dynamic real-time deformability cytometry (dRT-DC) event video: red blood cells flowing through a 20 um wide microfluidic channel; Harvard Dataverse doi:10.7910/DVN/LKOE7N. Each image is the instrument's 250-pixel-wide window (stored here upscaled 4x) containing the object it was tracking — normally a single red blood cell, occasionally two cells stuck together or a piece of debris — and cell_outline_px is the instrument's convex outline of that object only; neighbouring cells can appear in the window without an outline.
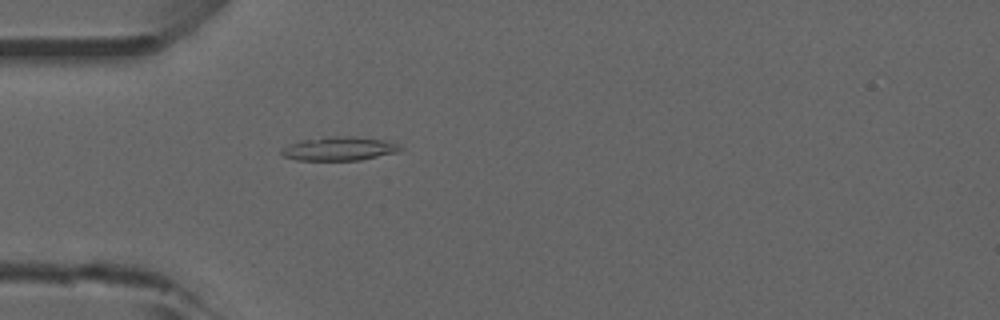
{"species": "common noctule bat (a hibernating species)", "species_latin": "Nyctalus noctula", "temperature_condition": "room temperature", "stored_images_in_passage": 40, "camera_frame_rate_fps": 3000, "um_per_image_px": 0.085, "animal": {"sex": "male", "forearm_length_mm": 52.5}, "frame": {"image": 1, "passage_image": 3, "time_ms": 0.667, "image_size_px": [1000, 320], "cell_outline_px": [[404, 148], [396, 152], [360, 160], [296, 160], [284, 156], [280, 152], [288, 144], [300, 140], [336, 136], [356, 136], [388, 140], [400, 144]], "centroid_in_image_um": [28.88, 12.62], "position_along_channel_um": 56.1, "area_um2": 16.53}}
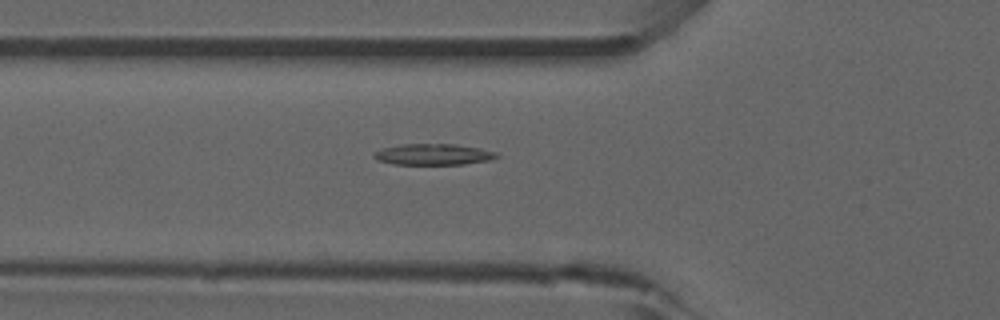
{"frame": {"image": 2, "passage_image": 6, "time_ms": 1.667, "image_size_px": [1000, 320], "cell_outline_px": [[500, 156], [492, 160], [464, 164], [392, 164], [376, 160], [372, 156], [372, 152], [380, 148], [400, 144], [456, 144], [480, 148], [496, 152]], "centroid_in_image_um": [36.79, 13.12], "position_along_channel_um": 89.0, "area_um2": 15.37}}
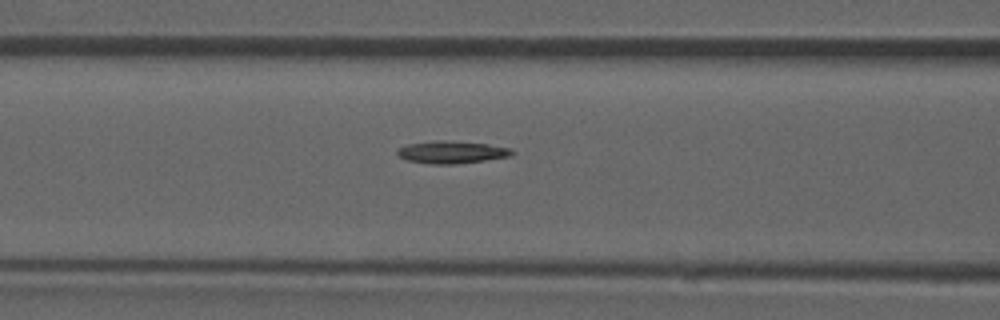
{"frame": {"image": 3, "passage_image": 9, "time_ms": 2.667, "image_size_px": [1000, 320], "cell_outline_px": [[516, 152], [508, 156], [484, 160], [456, 164], [428, 164], [404, 160], [396, 152], [400, 148], [408, 144], [436, 140], [444, 140], [488, 144], [512, 148]], "centroid_in_image_um": [38.39, 12.93], "position_along_channel_um": 128.2, "area_um2": 14.97}, "authors_computed_cell_mechanics": {"area_um2": 13.9587, "velocity_mm_per_s": 3.8755, "shape_relaxation_time_tau1_ms": null, "shape_relaxation_time_tau2_ms": 8.9947, "deformation_change_tau1": null, "deformation_change_tau2": 0.1928}}